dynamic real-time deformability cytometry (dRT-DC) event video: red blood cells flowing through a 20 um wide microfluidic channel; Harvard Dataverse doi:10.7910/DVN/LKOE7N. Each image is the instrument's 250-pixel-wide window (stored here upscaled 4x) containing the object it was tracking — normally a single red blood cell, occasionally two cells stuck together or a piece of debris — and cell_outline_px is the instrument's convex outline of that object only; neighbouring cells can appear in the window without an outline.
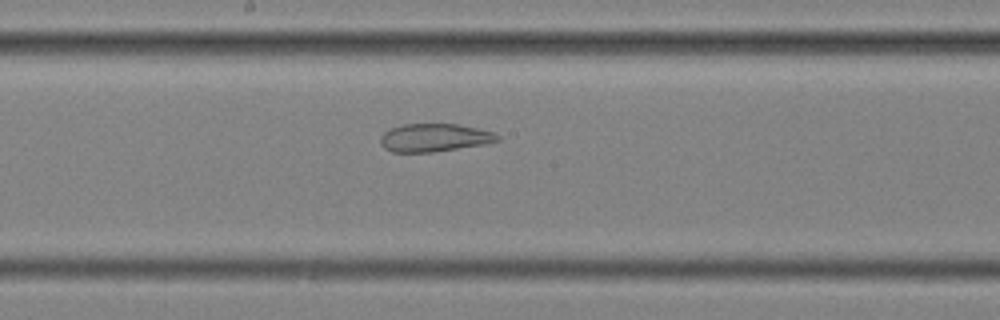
{"species": "common noctule bat (a hibernating species)", "species_latin": "Nyctalus noctula", "temperature_condition": "cold", "stored_images_in_passage": 58, "segment_of_instrument_passage": [2, 2], "camera_frame_rate_fps": 3000, "um_per_image_px": 0.085, "animal": {"sex": "female", "body_mass_g": 25.1}, "frame": {"image": 1, "passage_image": 32, "time_ms": 10.333, "image_size_px": [1000, 320], "cell_outline_px": [[500, 140], [484, 144], [432, 152], [392, 152], [384, 148], [380, 144], [380, 136], [384, 132], [392, 128], [404, 124], [456, 124], [476, 128], [492, 132], [500, 136]], "centroid_in_image_um": [36.89, 11.7], "position_along_channel_um": 211.3, "area_um2": 18.96}}
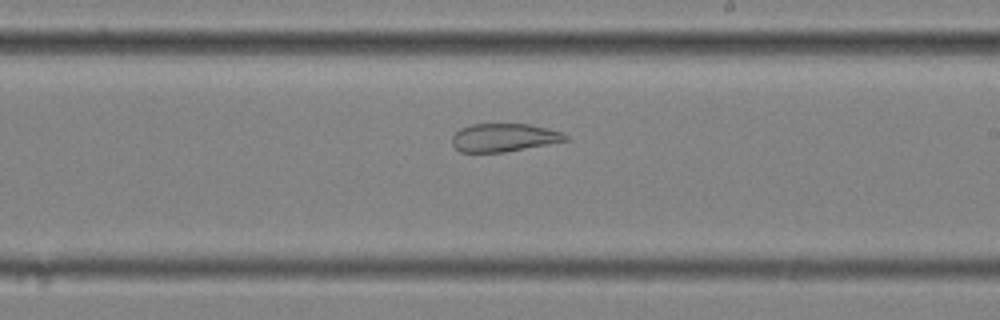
{"frame": {"image": 2, "passage_image": 35, "time_ms": 11.333, "image_size_px": [1000, 320], "cell_outline_px": [[568, 140], [504, 152], [460, 152], [452, 144], [452, 136], [460, 128], [472, 124], [532, 124], [564, 132], [568, 136]], "centroid_in_image_um": [42.84, 11.68], "position_along_channel_um": 246.2, "area_um2": 18.61}}
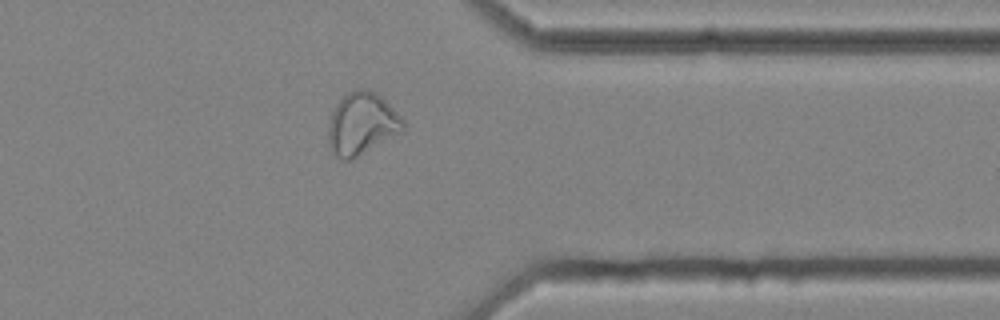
{"frame": {"image": 3, "passage_image": 47, "time_ms": 15.333, "image_size_px": [1000, 320], "cell_outline_px": [[404, 132], [352, 160], [344, 160], [336, 156], [332, 152], [328, 144], [328, 128], [332, 112], [336, 104], [348, 92], [356, 88], [368, 88], [376, 92], [404, 120]], "centroid_in_image_um": [30.76, 10.54], "position_along_channel_um": 380.6, "area_um2": 27.4}}